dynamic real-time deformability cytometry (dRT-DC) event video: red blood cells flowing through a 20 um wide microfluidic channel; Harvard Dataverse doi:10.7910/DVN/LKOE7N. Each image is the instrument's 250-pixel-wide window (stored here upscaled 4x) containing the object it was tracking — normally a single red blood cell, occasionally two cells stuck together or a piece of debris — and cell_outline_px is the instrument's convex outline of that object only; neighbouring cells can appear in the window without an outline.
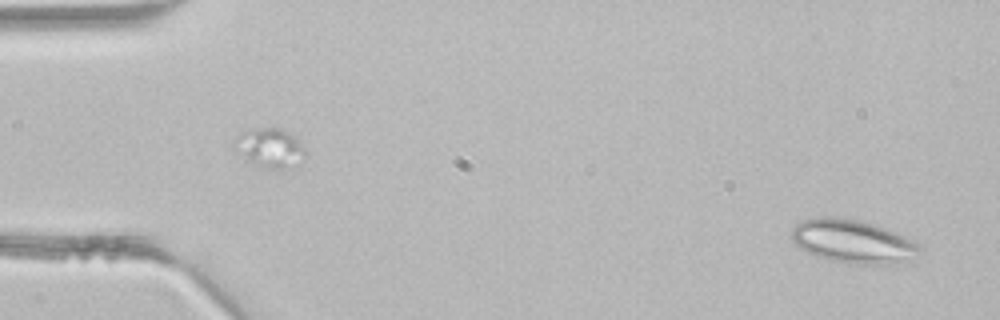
{"species": "common noctule bat (a hibernating species)", "species_latin": "Nyctalus noctula", "temperature_condition": "room temperature", "stored_images_in_passage": 3, "segment_of_instrument_passage": [2, 2], "camera_frame_rate_fps": 3000, "um_per_image_px": 0.085, "animal": {"sex": "male", "body_mass_g": 21.5, "forearm_length_mm": 52.0}, "frame": {"image": 1, "passage_image": 3, "time_ms": 0.667, "image_size_px": [1000, 320], "cell_outline_px": [[920, 248], [904, 264], [856, 264], [832, 260], [816, 256], [800, 248], [792, 240], [792, 228], [800, 220], [820, 216], [836, 216], [856, 220], [872, 224], [896, 232], [904, 236], [916, 244]], "centroid_in_image_um": [72.43, 20.51], "position_along_channel_um": 12.6, "area_um2": 32.08}}